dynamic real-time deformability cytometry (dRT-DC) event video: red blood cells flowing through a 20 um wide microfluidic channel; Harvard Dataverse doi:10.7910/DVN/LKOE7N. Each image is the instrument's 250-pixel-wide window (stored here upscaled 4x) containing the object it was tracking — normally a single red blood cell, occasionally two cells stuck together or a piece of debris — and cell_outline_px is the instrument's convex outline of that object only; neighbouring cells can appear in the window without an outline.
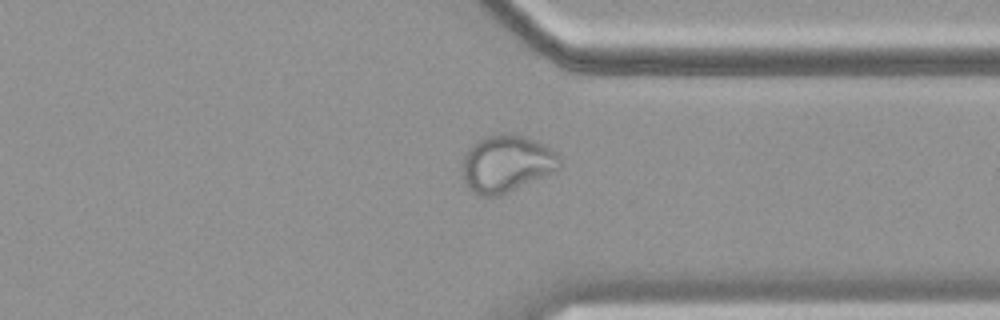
{"species": "common noctule bat (a hibernating species)", "species_latin": "Nyctalus noctula", "temperature_condition": "cold", "stored_images_in_passage": 41, "camera_frame_rate_fps": 3000, "um_per_image_px": 0.085, "animal": {"sex": "female", "body_mass_g": 19.9}, "frame": {"image": 1, "passage_image": 35, "time_ms": 11.333, "image_size_px": [1000, 320], "cell_outline_px": [[560, 168], [556, 172], [496, 196], [484, 196], [472, 192], [464, 184], [464, 156], [468, 148], [476, 140], [496, 132], [504, 132], [524, 136], [556, 152], [560, 156]], "centroid_in_image_um": [43.05, 13.89], "position_along_channel_um": 368.4, "area_um2": 32.25}}